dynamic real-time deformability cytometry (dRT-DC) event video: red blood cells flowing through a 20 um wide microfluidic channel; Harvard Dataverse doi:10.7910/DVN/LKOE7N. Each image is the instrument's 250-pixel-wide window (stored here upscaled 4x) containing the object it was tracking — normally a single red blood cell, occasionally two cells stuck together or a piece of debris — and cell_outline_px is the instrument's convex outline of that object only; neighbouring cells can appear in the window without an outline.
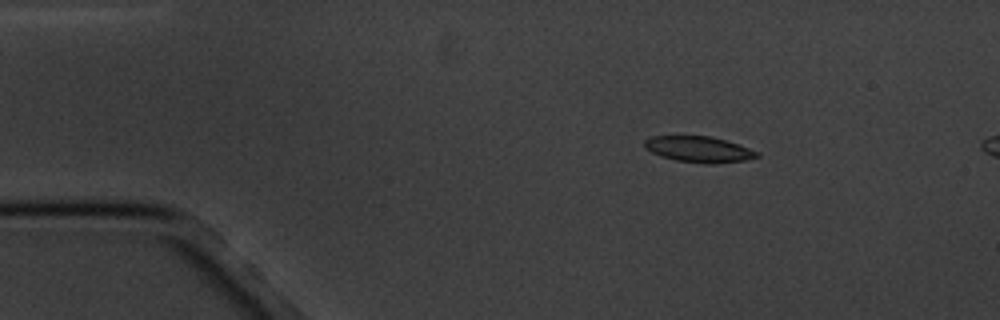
{"species": "common noctule bat (a hibernating species)", "species_latin": "Nyctalus noctula", "temperature_condition": "cold", "stored_images_in_passage": 5, "camera_frame_rate_fps": 3000, "um_per_image_px": 0.085, "animal": {"sex": "male", "body_mass_g": 20.1, "forearm_length_mm": 53.5}, "frame": {"image": 1, "passage_image": 3, "time_ms": 2.333, "image_size_px": [1000, 320], "cell_outline_px": [[760, 156], [744, 160], [712, 164], [708, 164], [676, 160], [660, 156], [644, 148], [644, 140], [652, 136], [708, 136], [728, 140], [760, 152]], "centroid_in_image_um": [59.41, 12.68], "position_along_channel_um": 25.6, "area_um2": 17.05}}